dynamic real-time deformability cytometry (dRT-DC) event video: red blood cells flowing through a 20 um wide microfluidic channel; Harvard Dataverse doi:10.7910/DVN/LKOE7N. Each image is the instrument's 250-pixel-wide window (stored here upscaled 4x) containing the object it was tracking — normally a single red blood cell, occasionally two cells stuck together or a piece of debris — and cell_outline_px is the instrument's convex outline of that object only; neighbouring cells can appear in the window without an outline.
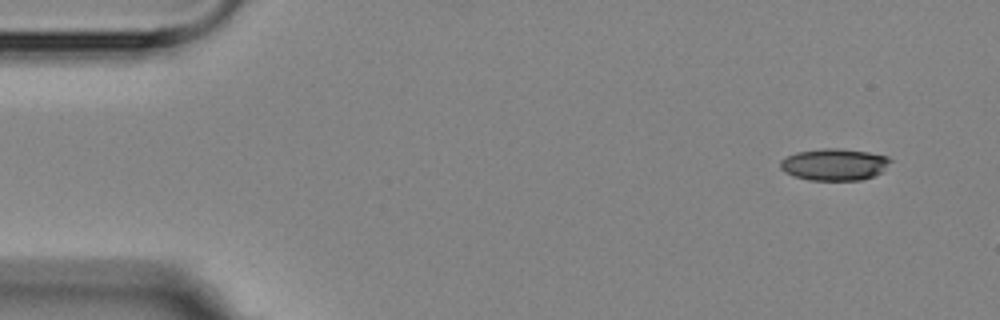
{"species": "Egyptian fruit bat (a non-hibernating species)", "species_latin": "Rousettus aegyptiacus", "temperature_condition": "room temperature", "stored_images_in_passage": 3, "camera_frame_rate_fps": 3000, "um_per_image_px": 0.085, "animal": {"sex": "female"}, "frame": {"image": 1, "passage_image": 1, "time_ms": 0.0, "image_size_px": [1000, 320], "cell_outline_px": [[892, 160], [880, 172], [872, 176], [860, 180], [808, 180], [796, 176], [780, 168], [780, 160], [796, 152], [824, 148], [840, 148], [868, 152], [888, 156]], "centroid_in_image_um": [70.92, 13.97], "position_along_channel_um": 14.1, "area_um2": 20.17}}